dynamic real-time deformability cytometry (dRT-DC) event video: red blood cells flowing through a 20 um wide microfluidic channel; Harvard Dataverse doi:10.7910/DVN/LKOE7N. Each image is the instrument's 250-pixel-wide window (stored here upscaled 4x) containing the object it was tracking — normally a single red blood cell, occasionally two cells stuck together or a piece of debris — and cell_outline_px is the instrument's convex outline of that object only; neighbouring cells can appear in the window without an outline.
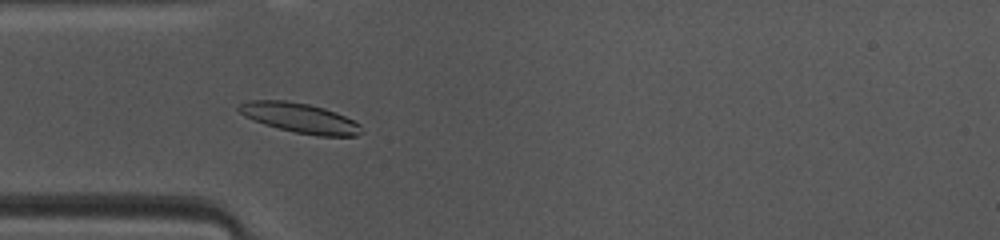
{"species": "common noctule bat (a hibernating species)", "species_latin": "Nyctalus noctula", "temperature_condition": "warm", "stored_images_in_passage": 45, "camera_frame_rate_fps": 3000, "um_per_image_px": 0.085, "animal": {"sex": "female", "body_mass_g": 10.0, "forearm_length_mm": 53.1}, "frame": {"image": 1, "passage_image": 11, "time_ms": 3.333, "image_size_px": [1000, 240], "cell_outline_px": [[364, 132], [356, 136], [316, 136], [296, 132], [264, 124], [244, 116], [236, 108], [240, 104], [248, 100], [284, 100], [308, 104], [324, 108], [336, 112], [360, 124]], "centroid_in_image_um": [25.5, 10.03], "position_along_channel_um": 59.5, "area_um2": 21.21}}
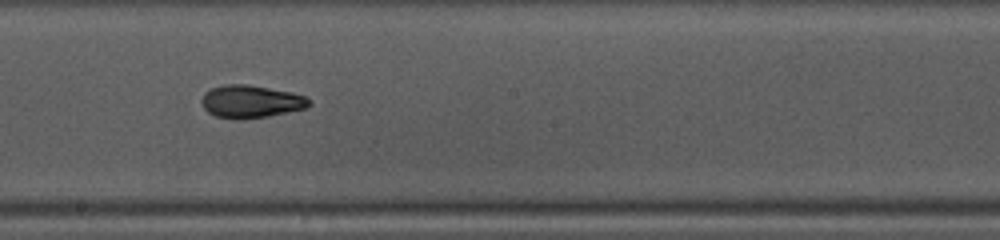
{"frame": {"image": 2, "passage_image": 23, "time_ms": 7.333, "image_size_px": [1000, 240], "cell_outline_px": [[312, 104], [304, 108], [288, 112], [268, 116], [244, 120], [240, 120], [216, 116], [208, 112], [204, 108], [200, 100], [204, 92], [212, 88], [224, 84], [248, 84], [292, 92], [304, 96]], "centroid_in_image_um": [21.29, 8.63], "position_along_channel_um": 226.9, "area_um2": 20.58}}
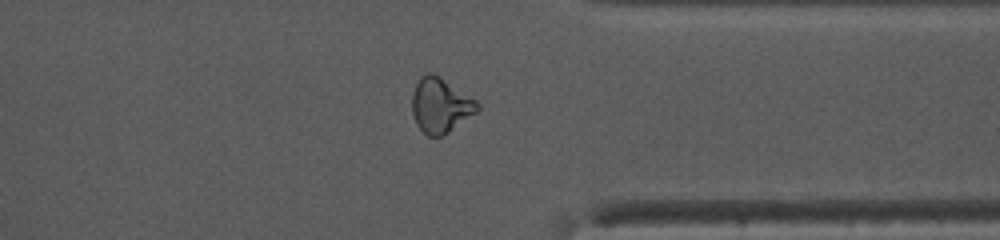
{"frame": {"image": 3, "passage_image": 34, "time_ms": 11.0, "image_size_px": [1000, 240], "cell_outline_px": [[480, 108], [476, 112], [448, 132], [440, 136], [428, 136], [416, 124], [412, 112], [412, 96], [416, 84], [420, 76], [428, 72], [432, 72], [476, 100], [480, 104]], "centroid_in_image_um": [37.42, 8.95], "position_along_channel_um": 374.0, "area_um2": 20.52}, "authors_computed_cell_mechanics": {"area_um2": 20.0566, "velocity_mm_per_s": 4.1649, "shape_relaxation_time_tau1_ms": 4.4746, "shape_relaxation_time_tau2_ms": 3.0328, "deformation_change_tau1": 0.1668, "deformation_change_tau2": 0.099}}